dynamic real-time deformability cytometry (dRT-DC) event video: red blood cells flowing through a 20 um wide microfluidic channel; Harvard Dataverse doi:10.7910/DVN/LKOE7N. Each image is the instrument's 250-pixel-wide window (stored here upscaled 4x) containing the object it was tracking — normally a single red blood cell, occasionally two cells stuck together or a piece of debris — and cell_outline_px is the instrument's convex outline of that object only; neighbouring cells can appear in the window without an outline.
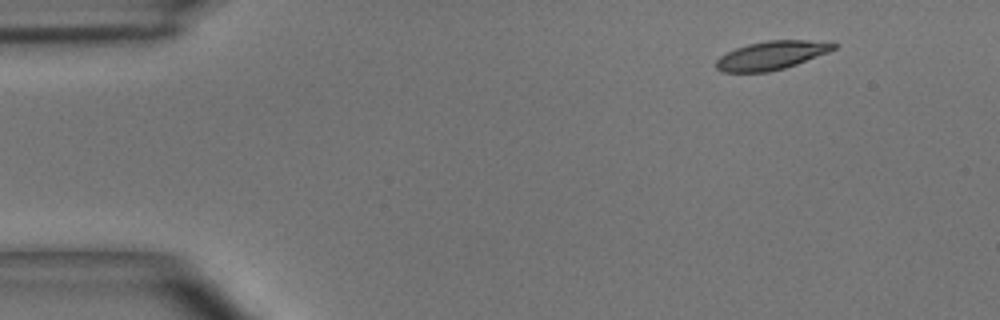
{"species": "common noctule bat (a hibernating species)", "species_latin": "Nyctalus noctula", "temperature_condition": "room temperature", "stored_images_in_passage": 45, "camera_frame_rate_fps": 3000, "um_per_image_px": 0.085, "animal": {"sex": "male", "body_mass_g": 15.6}, "frame": {"image": 1, "passage_image": 1, "time_ms": 0.0, "image_size_px": [1000, 320], "cell_outline_px": [[840, 44], [836, 48], [828, 52], [796, 64], [784, 68], [768, 72], [724, 72], [716, 68], [716, 60], [720, 56], [736, 48], [748, 44], [768, 40], [804, 40]], "centroid_in_image_um": [65.56, 4.71], "position_along_channel_um": 19.4, "area_um2": 19.31}}
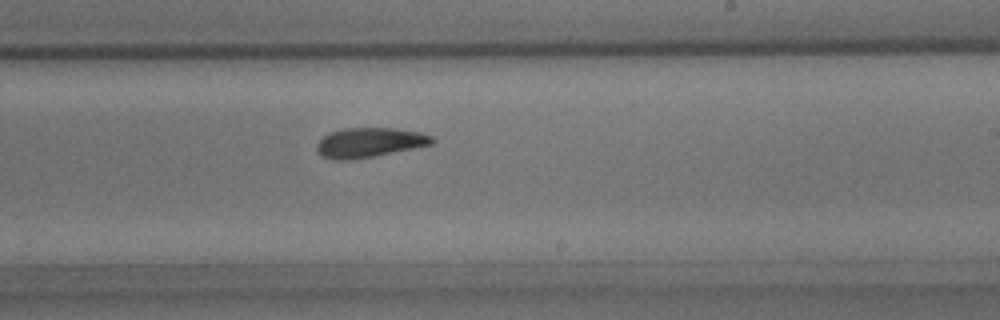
{"frame": {"image": 2, "passage_image": 25, "time_ms": 8.0, "image_size_px": [1000, 320], "cell_outline_px": [[436, 140], [432, 144], [352, 160], [332, 160], [320, 156], [316, 148], [316, 144], [328, 132], [344, 128], [396, 128], [420, 132], [432, 136]], "centroid_in_image_um": [31.36, 12.11], "position_along_channel_um": 257.6, "area_um2": 19.94}}
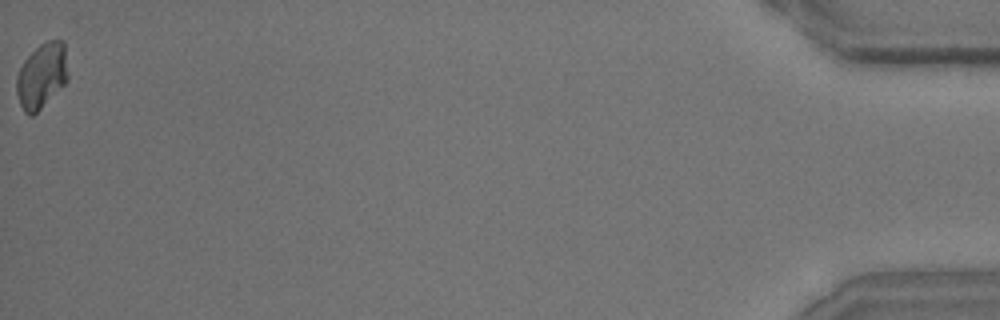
{"frame": {"image": 3, "passage_image": 45, "time_ms": 14.667, "image_size_px": [1000, 320], "cell_outline_px": [[68, 80], [32, 116], [28, 116], [24, 112], [20, 104], [16, 92], [16, 76], [24, 60], [40, 44], [48, 40], [64, 40], [68, 76]], "centroid_in_image_um": [3.54, 6.42], "position_along_channel_um": 431.7, "area_um2": 19.42}, "authors_computed_cell_mechanics": {"area_um2": 19.8254, "velocity_mm_per_s": 4.0278, "shape_relaxation_time_tau1_ms": 3.2377, "shape_relaxation_time_tau2_ms": 3.9564, "deformation_change_tau1": 0.1324, "deformation_change_tau2": 0.122}}